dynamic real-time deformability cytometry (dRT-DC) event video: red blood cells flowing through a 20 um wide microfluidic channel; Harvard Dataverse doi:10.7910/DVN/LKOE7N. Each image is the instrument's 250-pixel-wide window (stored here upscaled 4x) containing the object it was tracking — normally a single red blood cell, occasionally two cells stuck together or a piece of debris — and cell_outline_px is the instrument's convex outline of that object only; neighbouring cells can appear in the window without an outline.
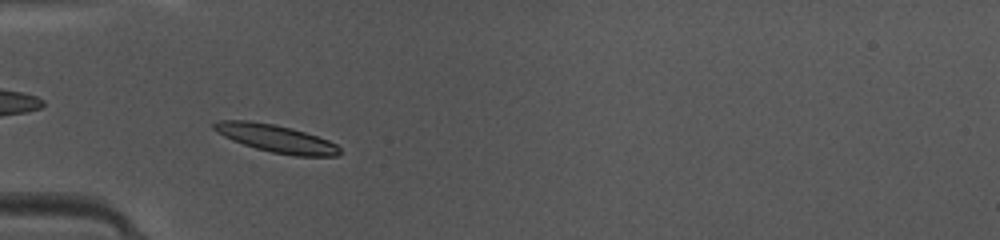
{"species": "common noctule bat (a hibernating species)", "species_latin": "Nyctalus noctula", "temperature_condition": "warm", "stored_images_in_passage": 35, "camera_frame_rate_fps": 3000, "um_per_image_px": 0.085, "animal": {"sex": "female", "body_mass_g": 10.0, "forearm_length_mm": 53.1}, "frame": {"image": 1, "passage_image": 2, "time_ms": 0.333, "image_size_px": [1000, 240], "cell_outline_px": [[340, 156], [296, 156], [272, 152], [256, 148], [232, 140], [216, 132], [212, 128], [212, 124], [220, 120], [248, 120], [276, 124], [292, 128], [328, 140], [336, 144], [340, 148]], "centroid_in_image_um": [23.45, 11.76], "position_along_channel_um": 61.5, "area_um2": 20.23}}
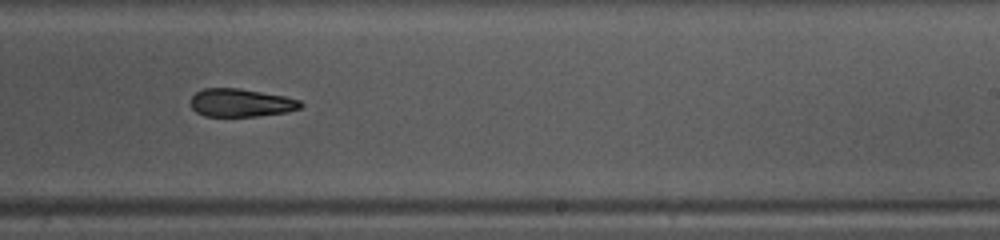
{"frame": {"image": 2, "passage_image": 17, "time_ms": 5.333, "image_size_px": [1000, 240], "cell_outline_px": [[304, 104], [300, 108], [288, 112], [256, 116], [204, 116], [196, 112], [192, 108], [192, 96], [196, 92], [204, 88], [240, 88], [284, 96], [300, 100]], "centroid_in_image_um": [20.49, 8.73], "position_along_channel_um": 268.5, "area_um2": 17.98}}
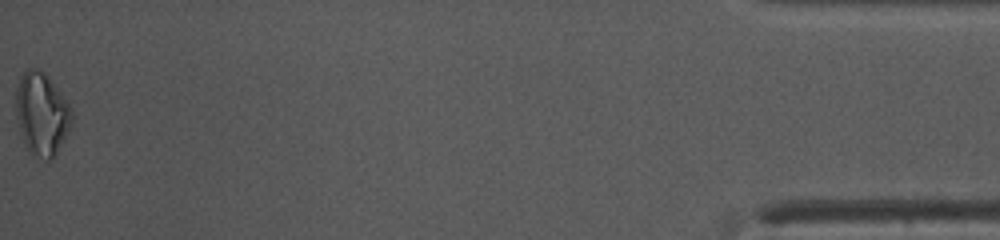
{"frame": {"image": 3, "passage_image": 35, "time_ms": 11.333, "image_size_px": [1000, 240], "cell_outline_px": [[72, 124], [64, 140], [52, 160], [48, 160], [28, 152], [24, 144], [20, 132], [16, 116], [16, 88], [20, 76], [28, 68], [36, 68], [44, 72], [48, 76], [68, 104], [72, 112]], "centroid_in_image_um": [3.53, 9.69], "position_along_channel_um": 431.7, "area_um2": 26.88}, "authors_computed_cell_mechanics": {"area_um2": 19.5942, "velocity_mm_per_s": 4.1961, "shape_relaxation_time_tau1_ms": 3.5734, "shape_relaxation_time_tau2_ms": null, "deformation_change_tau1": 0.1478, "deformation_change_tau2": null}}